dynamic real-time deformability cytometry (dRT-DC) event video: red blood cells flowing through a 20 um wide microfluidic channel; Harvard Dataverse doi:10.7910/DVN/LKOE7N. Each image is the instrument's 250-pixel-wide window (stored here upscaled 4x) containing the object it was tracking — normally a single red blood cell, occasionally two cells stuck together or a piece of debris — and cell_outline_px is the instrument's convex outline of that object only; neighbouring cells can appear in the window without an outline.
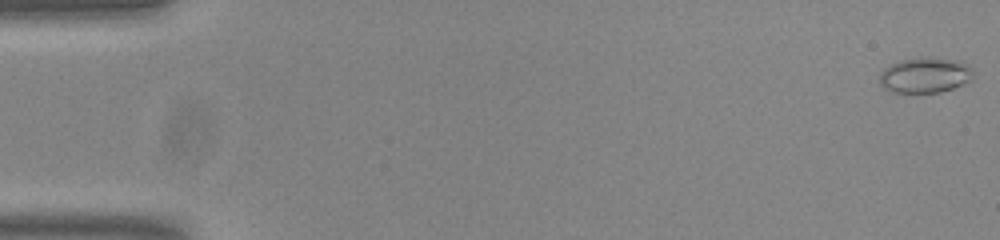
{"species": "common noctule bat (a hibernating species)", "species_latin": "Nyctalus noctula", "temperature_condition": "room temperature", "stored_images_in_passage": 54, "camera_frame_rate_fps": 3000, "um_per_image_px": 0.085, "animal": {"sex": "male", "body_mass_g": 20.0, "forearm_length_mm": 53.3}, "frame": {"image": 1, "passage_image": 1, "time_ms": 0.0, "image_size_px": [1000, 240], "cell_outline_px": [[972, 76], [968, 80], [952, 88], [940, 92], [892, 92], [884, 88], [880, 84], [880, 72], [884, 68], [900, 60], [924, 56], [928, 56], [960, 60], [968, 64], [972, 68]], "centroid_in_image_um": [78.61, 6.36], "position_along_channel_um": 6.4, "area_um2": 19.36}}
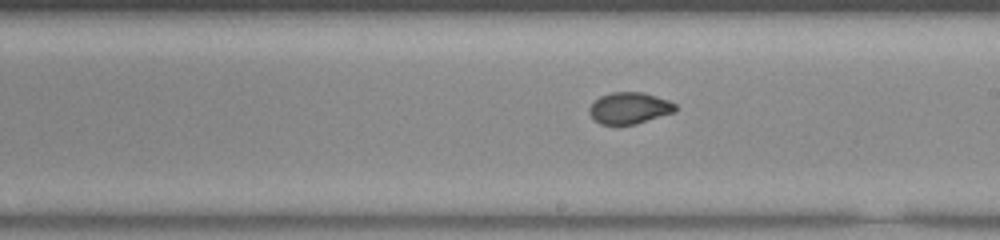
{"frame": {"image": 2, "passage_image": 31, "time_ms": 10.0, "image_size_px": [1000, 240], "cell_outline_px": [[676, 112], [636, 124], [600, 124], [588, 112], [588, 108], [600, 96], [612, 92], [644, 92], [668, 100], [676, 104]], "centroid_in_image_um": [53.52, 9.18], "position_along_channel_um": 235.5, "area_um2": 15.78}}
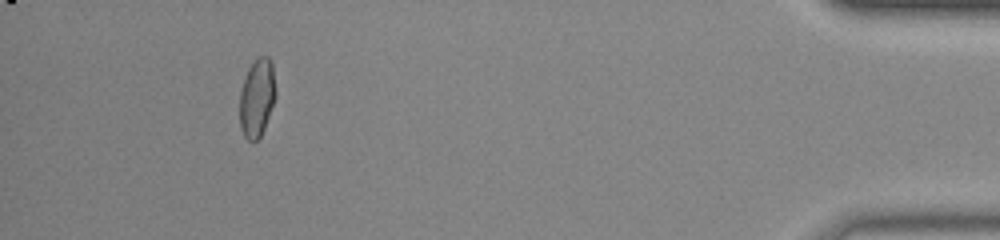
{"frame": {"image": 3, "passage_image": 50, "time_ms": 16.333, "image_size_px": [1000, 240], "cell_outline_px": [[276, 96], [264, 128], [260, 136], [252, 144], [244, 136], [240, 128], [240, 92], [248, 68], [260, 56], [268, 56], [272, 64], [276, 88]], "centroid_in_image_um": [21.84, 8.34], "position_along_channel_um": 413.4, "area_um2": 16.36}, "authors_computed_cell_mechanics": {"area_um2": 16.4152, "velocity_mm_per_s": 3.8243, "shape_relaxation_time_tau1_ms": null, "shape_relaxation_time_tau2_ms": 0.6761, "deformation_change_tau1": null, "deformation_change_tau2": 0.0394}}